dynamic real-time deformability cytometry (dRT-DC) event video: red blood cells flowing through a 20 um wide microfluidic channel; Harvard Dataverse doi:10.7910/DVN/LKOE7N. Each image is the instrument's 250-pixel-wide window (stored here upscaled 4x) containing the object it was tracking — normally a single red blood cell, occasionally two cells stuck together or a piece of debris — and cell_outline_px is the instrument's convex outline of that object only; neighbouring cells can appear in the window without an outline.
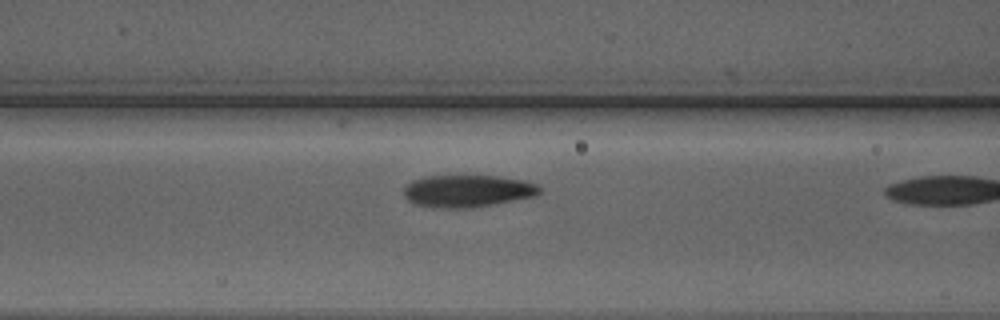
{"species": "Egyptian fruit bat (a non-hibernating species)", "species_latin": "Rousettus aegyptiacus", "temperature_condition": "warm", "stored_images_in_passage": 7, "camera_frame_rate_fps": 3000, "um_per_image_px": 0.085, "animal": {"sex": "male"}, "frame": {"image": 1, "passage_image": 6, "time_ms": 1.667, "image_size_px": [1000, 320], "cell_outline_px": [[544, 188], [536, 196], [496, 204], [468, 208], [432, 208], [416, 204], [408, 200], [404, 196], [404, 184], [412, 180], [424, 176], [500, 176], [524, 180], [536, 184]], "centroid_in_image_um": [39.74, 16.23], "position_along_channel_um": 126.9, "area_um2": 25.89}}